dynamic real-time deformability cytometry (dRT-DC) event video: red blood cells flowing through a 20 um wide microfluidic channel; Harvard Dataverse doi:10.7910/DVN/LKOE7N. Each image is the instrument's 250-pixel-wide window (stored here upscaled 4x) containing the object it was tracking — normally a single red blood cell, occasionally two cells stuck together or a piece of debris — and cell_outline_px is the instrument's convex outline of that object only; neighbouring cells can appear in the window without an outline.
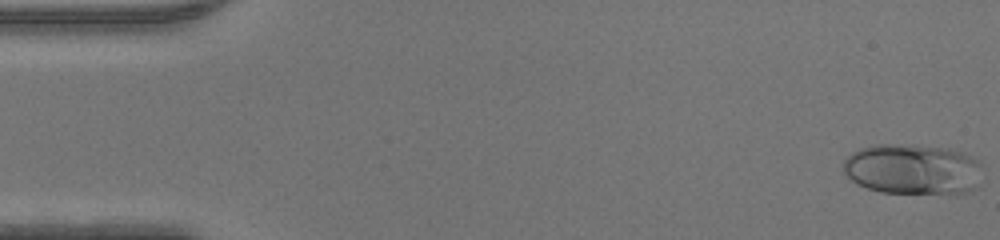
{"species": "human", "species_latin": "Homo sapiens", "temperature_condition": "warm", "stored_images_in_passage": 47, "camera_frame_rate_fps": 3000, "um_per_image_px": 0.085, "donor": {"sex": "male"}, "frame": {"image": 1, "passage_image": 1, "time_ms": 0.0, "image_size_px": [1000, 240], "cell_outline_px": [[980, 188], [956, 196], [880, 192], [856, 184], [844, 172], [844, 160], [852, 152], [860, 148], [876, 144], [888, 144], [948, 148], [964, 152], [980, 160]], "centroid_in_image_um": [77.67, 14.44], "position_along_channel_um": 7.3, "area_um2": 42.14}}
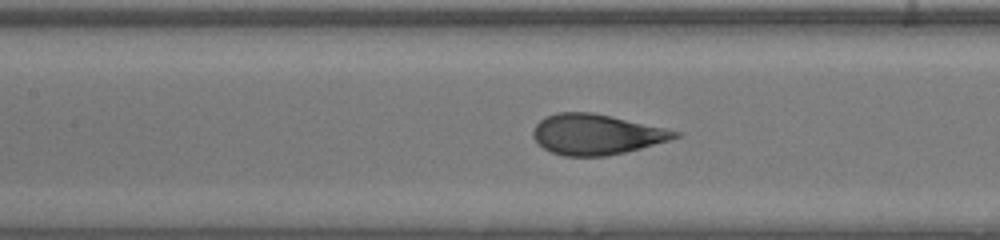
{"frame": {"image": 2, "passage_image": 21, "time_ms": 6.667, "image_size_px": [1000, 240], "cell_outline_px": [[680, 136], [668, 140], [640, 148], [624, 152], [604, 156], [564, 156], [552, 152], [544, 148], [532, 136], [532, 132], [536, 124], [540, 120], [556, 112], [592, 112], [664, 128], [680, 132]], "centroid_in_image_um": [50.65, 11.42], "position_along_channel_um": 156.8, "area_um2": 32.89}}
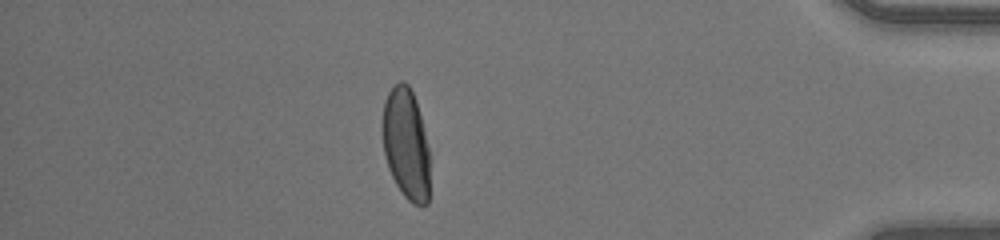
{"frame": {"image": 3, "passage_image": 41, "time_ms": 13.333, "image_size_px": [1000, 240], "cell_outline_px": [[428, 204], [412, 204], [400, 192], [388, 168], [384, 152], [384, 100], [388, 92], [400, 80], [404, 80], [408, 84], [416, 100], [428, 148]], "centroid_in_image_um": [34.51, 12.24], "position_along_channel_um": 400.7, "area_um2": 30.0}}